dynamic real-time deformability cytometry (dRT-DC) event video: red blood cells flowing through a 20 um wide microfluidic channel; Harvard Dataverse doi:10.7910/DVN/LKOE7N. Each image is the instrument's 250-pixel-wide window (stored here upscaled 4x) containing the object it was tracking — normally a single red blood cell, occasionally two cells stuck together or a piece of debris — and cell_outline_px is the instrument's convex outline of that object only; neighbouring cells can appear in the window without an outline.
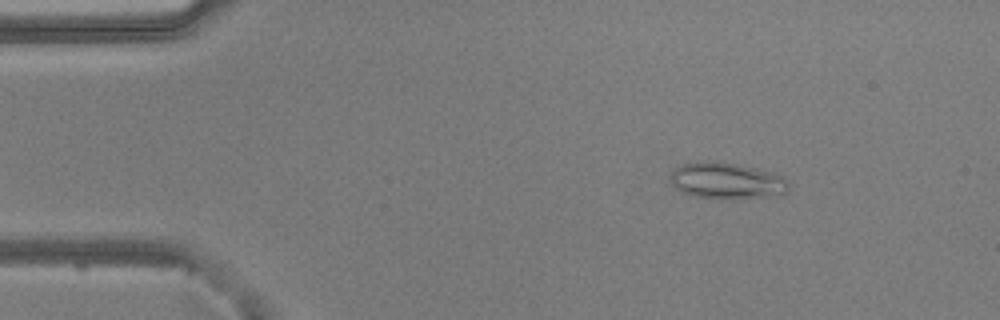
{"species": "common noctule bat (a hibernating species)", "species_latin": "Nyctalus noctula", "temperature_condition": "warm", "stored_images_in_passage": 52, "camera_frame_rate_fps": 3000, "um_per_image_px": 0.085, "animal": {"sex": "male", "body_mass_g": 20.5, "forearm_length_mm": 52.5}, "frame": {"image": 1, "passage_image": 6, "time_ms": 1.667, "image_size_px": [1000, 320], "cell_outline_px": [[788, 192], [780, 196], [728, 200], [720, 200], [696, 196], [680, 192], [672, 184], [668, 176], [680, 164], [704, 160], [716, 160], [776, 172], [784, 176], [788, 184]], "centroid_in_image_um": [61.8, 15.38], "position_along_channel_um": 23.2, "area_um2": 26.07}}
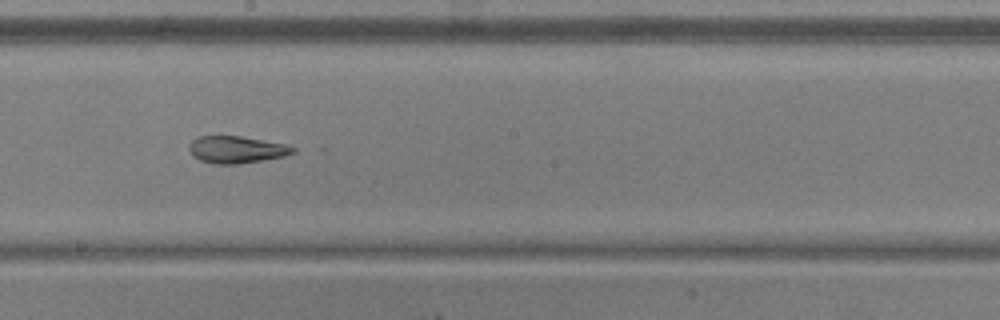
{"frame": {"image": 2, "passage_image": 28, "time_ms": 9.0, "image_size_px": [1000, 320], "cell_outline_px": [[296, 152], [284, 156], [236, 164], [212, 164], [200, 160], [192, 156], [188, 148], [188, 144], [192, 140], [200, 136], [240, 136], [284, 144], [296, 148]], "centroid_in_image_um": [20.05, 12.72], "position_along_channel_um": 228.1, "area_um2": 16.3}}
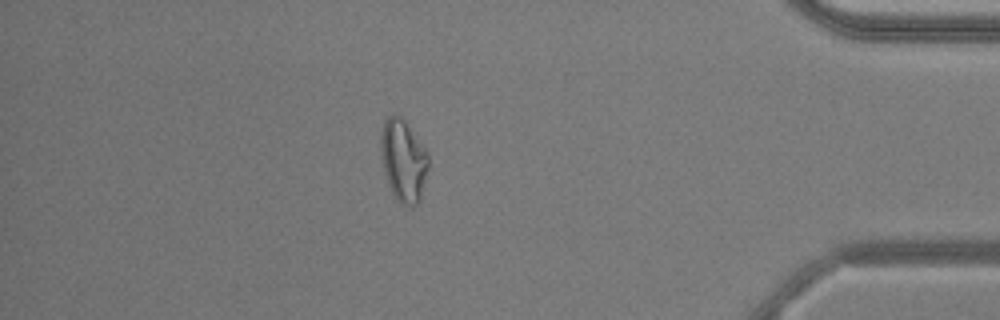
{"frame": {"image": 3, "passage_image": 45, "time_ms": 14.667, "image_size_px": [1000, 320], "cell_outline_px": [[428, 168], [420, 200], [412, 208], [408, 208], [392, 192], [388, 184], [384, 172], [380, 148], [380, 132], [384, 120], [392, 112], [400, 116], [404, 120], [428, 152]], "centroid_in_image_um": [34.27, 13.61], "position_along_channel_um": 400.9, "area_um2": 22.83}, "authors_computed_cell_mechanics": {"area_um2": 21.1548, "velocity_mm_per_s": 3.7555, "shape_relaxation_time_tau1_ms": null, "shape_relaxation_time_tau2_ms": 3.4655, "deformation_change_tau1": null, "deformation_change_tau2": 0.0986}}